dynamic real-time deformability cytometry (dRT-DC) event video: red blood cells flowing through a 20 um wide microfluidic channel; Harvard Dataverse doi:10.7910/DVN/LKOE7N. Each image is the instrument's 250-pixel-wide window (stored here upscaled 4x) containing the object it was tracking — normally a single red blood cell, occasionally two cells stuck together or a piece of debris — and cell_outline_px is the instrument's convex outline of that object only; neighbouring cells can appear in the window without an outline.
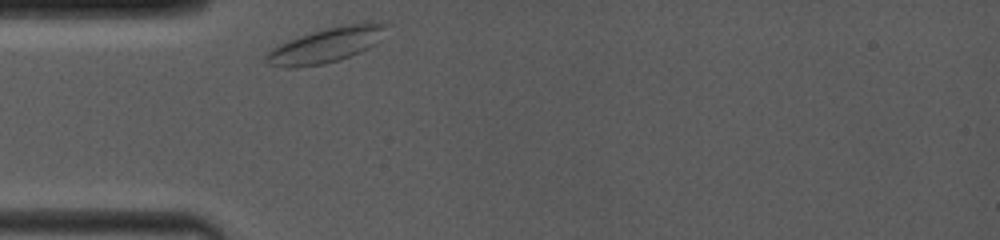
{"species": "common noctule bat (a hibernating species)", "species_latin": "Nyctalus noctula", "temperature_condition": "room temperature", "stored_images_in_passage": 11, "camera_frame_rate_fps": 4000, "um_per_image_px": 0.085, "animal": {"sex": "female", "body_mass_g": 19.0, "forearm_length_mm": 53.3}, "frame": {"image": 1, "passage_image": 1, "time_ms": 0.0, "image_size_px": [1000, 240], "cell_outline_px": [[392, 24], [376, 44], [360, 52], [340, 60], [324, 64], [292, 68], [288, 68], [268, 64], [264, 60], [264, 56], [272, 48], [288, 40], [312, 32], [328, 28], [348, 24]], "centroid_in_image_um": [27.69, 3.87], "position_along_channel_um": 57.3, "area_um2": 24.1}}
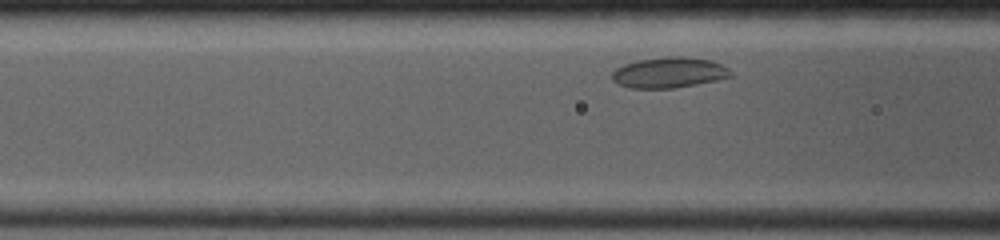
{"frame": {"image": 2, "passage_image": 6, "time_ms": 1.5, "image_size_px": [1000, 240], "cell_outline_px": [[732, 76], [716, 80], [672, 88], [628, 88], [612, 80], [612, 72], [616, 68], [624, 64], [636, 60], [668, 56], [684, 56], [708, 60], [720, 64], [728, 68], [732, 72]], "centroid_in_image_um": [56.83, 6.16], "position_along_channel_um": 109.8, "area_um2": 21.04}}
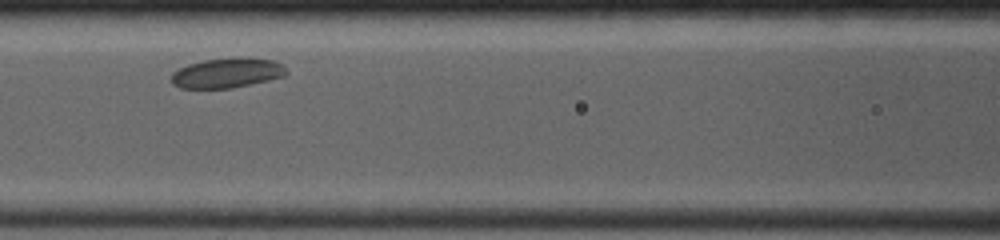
{"frame": {"image": 3, "passage_image": 9, "time_ms": 2.5, "image_size_px": [1000, 240], "cell_outline_px": [[288, 72], [284, 76], [268, 80], [232, 88], [180, 88], [172, 84], [172, 72], [188, 64], [204, 60], [232, 56], [248, 56], [272, 60], [280, 64]], "centroid_in_image_um": [19.29, 6.17], "position_along_channel_um": 147.3, "area_um2": 20.23}}